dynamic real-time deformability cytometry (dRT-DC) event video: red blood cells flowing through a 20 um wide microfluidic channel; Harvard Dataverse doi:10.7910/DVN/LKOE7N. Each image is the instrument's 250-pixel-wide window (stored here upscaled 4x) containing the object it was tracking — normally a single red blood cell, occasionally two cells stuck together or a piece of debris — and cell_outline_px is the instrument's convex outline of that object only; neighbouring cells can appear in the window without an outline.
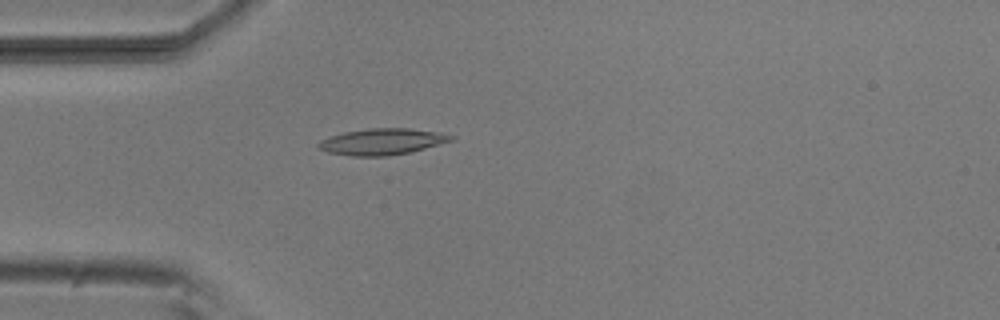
{"species": "common noctule bat (a hibernating species)", "species_latin": "Nyctalus noctula", "temperature_condition": "room temperature", "stored_images_in_passage": 52, "camera_frame_rate_fps": 3000, "um_per_image_px": 0.085, "animal": {"sex": "male", "body_mass_g": 20.5, "forearm_length_mm": 52.5}, "frame": {"image": 1, "passage_image": 14, "time_ms": 4.333, "image_size_px": [1000, 320], "cell_outline_px": [[456, 136], [452, 140], [412, 152], [388, 156], [352, 156], [328, 152], [320, 148], [316, 144], [320, 140], [328, 136], [344, 132], [368, 128], [408, 128], [440, 132]], "centroid_in_image_um": [32.47, 12.03], "position_along_channel_um": 52.5, "area_um2": 20.4}}
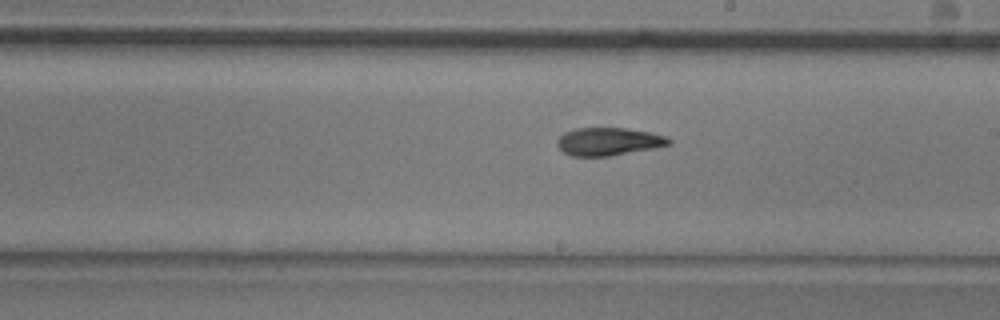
{"frame": {"image": 2, "passage_image": 29, "time_ms": 9.333, "image_size_px": [1000, 320], "cell_outline_px": [[672, 144], [656, 148], [608, 156], [572, 156], [564, 152], [556, 144], [556, 140], [564, 132], [576, 128], [628, 128], [652, 132], [664, 136], [672, 140]], "centroid_in_image_um": [51.75, 12.02], "position_along_channel_um": 237.3, "area_um2": 18.26}}
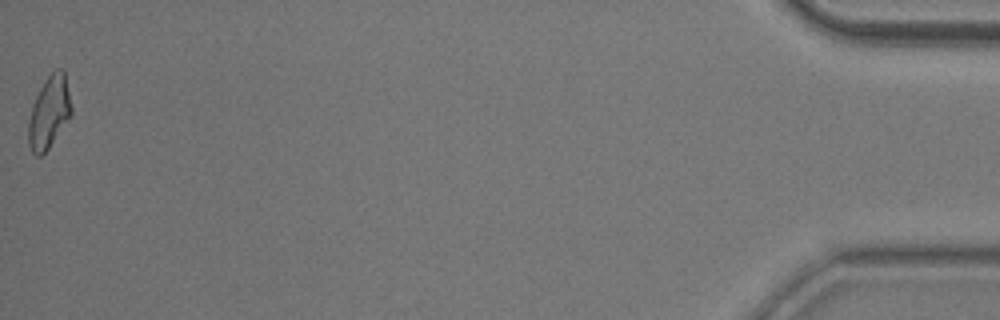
{"frame": {"image": 3, "passage_image": 52, "time_ms": 17.0, "image_size_px": [1000, 320], "cell_outline_px": [[72, 116], [48, 148], [40, 156], [36, 156], [32, 152], [28, 144], [28, 120], [32, 104], [40, 88], [48, 76], [56, 68], [64, 68], [72, 108]], "centroid_in_image_um": [4.18, 9.54], "position_along_channel_um": 431.0, "area_um2": 18.21}, "authors_computed_cell_mechanics": {"area_um2": 18.3804, "velocity_mm_per_s": 3.8141, "shape_relaxation_time_tau1_ms": 4.6346, "shape_relaxation_time_tau2_ms": 2.7147, "deformation_change_tau1": 0.1467, "deformation_change_tau2": 0.0853}}